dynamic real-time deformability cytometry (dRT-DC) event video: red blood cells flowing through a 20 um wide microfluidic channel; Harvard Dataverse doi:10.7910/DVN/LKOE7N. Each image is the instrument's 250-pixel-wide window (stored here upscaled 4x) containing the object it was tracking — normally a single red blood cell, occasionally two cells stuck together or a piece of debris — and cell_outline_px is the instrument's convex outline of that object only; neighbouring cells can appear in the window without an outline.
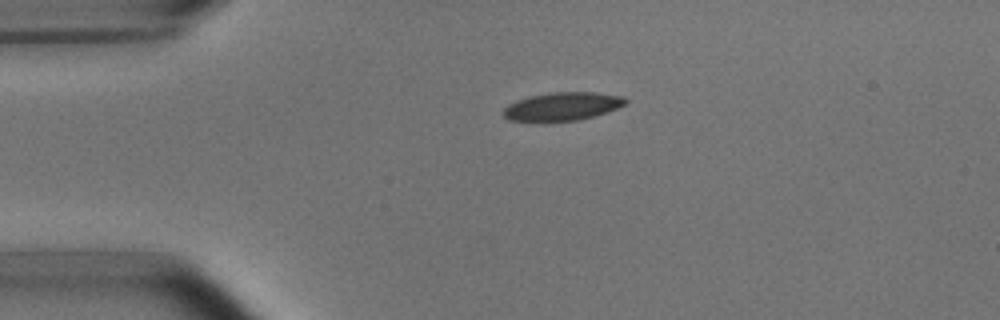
{"species": "common noctule bat (a hibernating species)", "species_latin": "Nyctalus noctula", "temperature_condition": "room temperature", "stored_images_in_passage": 2, "camera_frame_rate_fps": 3000, "um_per_image_px": 0.085, "animal": {"sex": "male", "body_mass_g": 15.6}, "frame": {"image": 1, "passage_image": 1, "time_ms": 0.0, "image_size_px": [1000, 320], "cell_outline_px": [[628, 104], [608, 112], [580, 120], [508, 120], [504, 116], [504, 108], [508, 104], [516, 100], [532, 96], [552, 92], [596, 92], [624, 96], [628, 100]], "centroid_in_image_um": [47.89, 9.02], "position_along_channel_um": 37.1, "area_um2": 19.94}}